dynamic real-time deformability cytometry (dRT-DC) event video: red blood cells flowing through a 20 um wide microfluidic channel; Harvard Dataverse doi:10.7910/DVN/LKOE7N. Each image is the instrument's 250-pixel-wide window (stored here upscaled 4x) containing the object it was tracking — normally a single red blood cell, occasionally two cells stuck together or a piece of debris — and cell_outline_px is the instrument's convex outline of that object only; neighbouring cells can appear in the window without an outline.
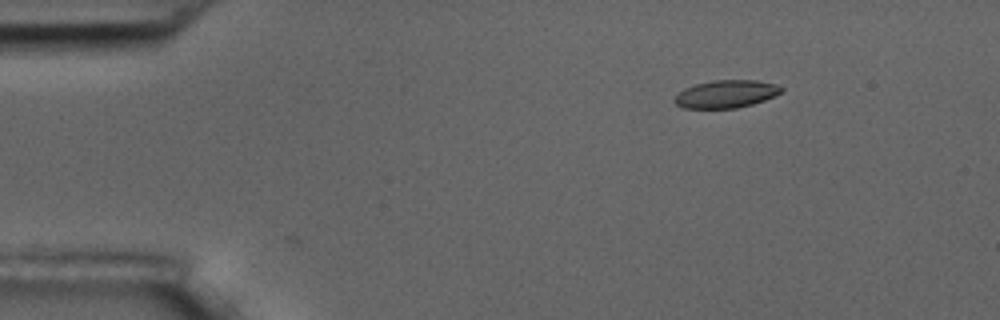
{"species": "common noctule bat (a hibernating species)", "species_latin": "Nyctalus noctula", "temperature_condition": "room temperature", "stored_images_in_passage": 5, "segment_of_instrument_passage": [2, 2], "camera_frame_rate_fps": 3000, "um_per_image_px": 0.085, "animal": {"sex": "male", "body_mass_g": 17.5, "forearm_length_mm": 52.3}, "frame": {"image": 1, "passage_image": 5, "time_ms": 5.333, "image_size_px": [1000, 320], "cell_outline_px": [[784, 92], [764, 100], [752, 104], [736, 108], [684, 108], [676, 104], [672, 100], [684, 88], [696, 84], [712, 80], [756, 80], [776, 84], [784, 88]], "centroid_in_image_um": [61.74, 7.98], "position_along_channel_um": 23.3, "area_um2": 17.28}}